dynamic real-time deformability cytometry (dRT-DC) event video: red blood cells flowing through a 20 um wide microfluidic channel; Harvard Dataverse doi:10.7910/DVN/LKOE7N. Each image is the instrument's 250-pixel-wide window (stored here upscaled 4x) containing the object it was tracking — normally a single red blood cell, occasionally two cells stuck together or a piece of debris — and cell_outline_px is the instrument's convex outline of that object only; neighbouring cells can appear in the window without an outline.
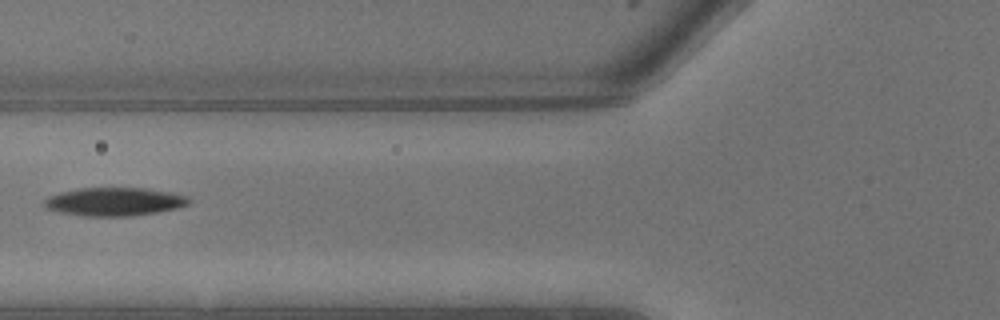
{"species": "common noctule bat (a hibernating species)", "species_latin": "Nyctalus noctula", "temperature_condition": "warm", "stored_images_in_passage": 5, "camera_frame_rate_fps": 3000, "um_per_image_px": 0.085, "animal": {"sex": "male", "body_mass_g": 13.3}, "frame": {"image": 1, "passage_image": 3, "time_ms": 0.667, "image_size_px": [1000, 320], "cell_outline_px": [[192, 200], [188, 204], [176, 208], [156, 212], [132, 216], [80, 216], [60, 212], [48, 208], [44, 204], [44, 200], [48, 196], [60, 192], [80, 188], [144, 188], [168, 192], [188, 196]], "centroid_in_image_um": [9.72, 17.14], "position_along_channel_um": 116.1, "area_um2": 23.76}}